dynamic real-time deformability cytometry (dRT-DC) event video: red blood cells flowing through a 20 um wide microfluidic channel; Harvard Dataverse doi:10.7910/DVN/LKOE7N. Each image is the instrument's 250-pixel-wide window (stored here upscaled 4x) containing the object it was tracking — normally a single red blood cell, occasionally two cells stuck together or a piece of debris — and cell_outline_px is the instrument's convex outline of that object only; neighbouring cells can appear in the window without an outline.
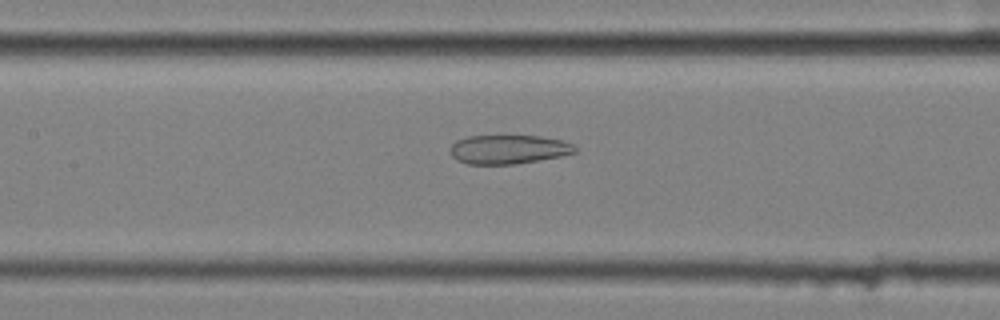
{"species": "common noctule bat (a hibernating species)", "species_latin": "Nyctalus noctula", "temperature_condition": "cold", "stored_images_in_passage": 32, "camera_frame_rate_fps": 3000, "um_per_image_px": 0.085, "animal": {"sex": "female", "body_mass_g": 25.1}, "frame": {"image": 1, "passage_image": 9, "time_ms": 2.667, "image_size_px": [1000, 320], "cell_outline_px": [[576, 152], [560, 156], [516, 164], [468, 164], [456, 160], [452, 156], [448, 148], [456, 140], [468, 136], [540, 136], [560, 140], [572, 144], [576, 148]], "centroid_in_image_um": [43.16, 12.7], "position_along_channel_um": 164.2, "area_um2": 21.04}}
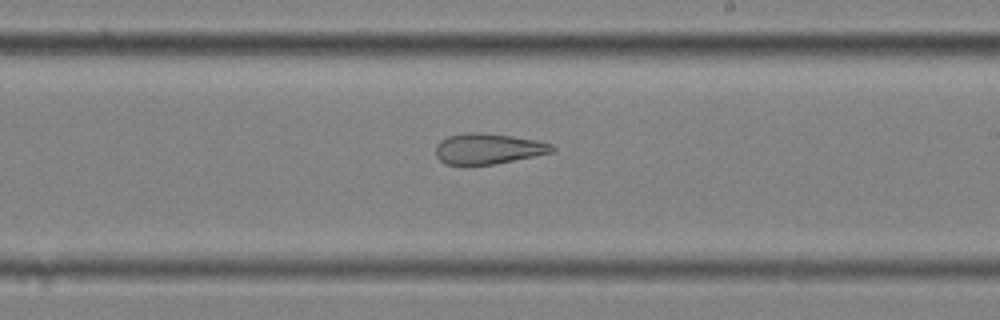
{"frame": {"image": 2, "passage_image": 16, "time_ms": 5.0, "image_size_px": [1000, 320], "cell_outline_px": [[556, 148], [552, 152], [496, 164], [444, 164], [436, 156], [436, 144], [440, 140], [448, 136], [464, 132], [480, 132], [512, 136], [536, 140], [552, 144]], "centroid_in_image_um": [41.47, 12.63], "position_along_channel_um": 247.5, "area_um2": 20.75}}
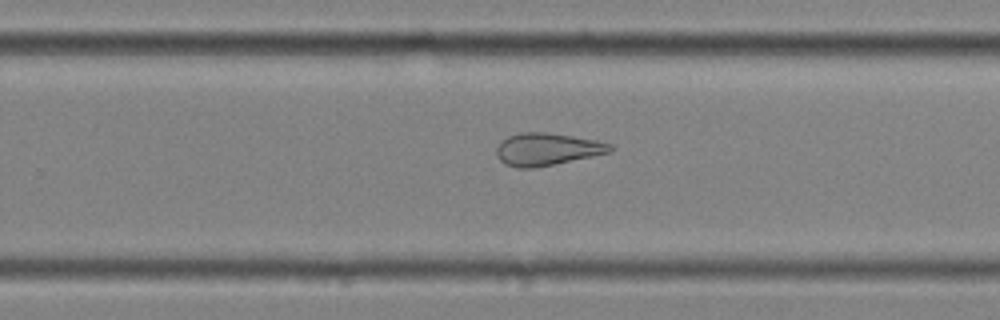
{"frame": {"image": 3, "passage_image": 19, "time_ms": 6.0, "image_size_px": [1000, 320], "cell_outline_px": [[616, 148], [612, 152], [536, 168], [516, 168], [504, 164], [496, 156], [496, 148], [508, 136], [524, 132], [544, 132], [572, 136], [596, 140], [612, 144]], "centroid_in_image_um": [46.53, 12.7], "position_along_channel_um": 283.3, "area_um2": 21.56}, "authors_computed_cell_mechanics": {"area_um2": 22.1085, "velocity_mm_per_s": 3.5866, "shape_relaxation_time_tau1_ms": null, "shape_relaxation_time_tau2_ms": 4.239, "deformation_change_tau1": null, "deformation_change_tau2": 0.1349}}